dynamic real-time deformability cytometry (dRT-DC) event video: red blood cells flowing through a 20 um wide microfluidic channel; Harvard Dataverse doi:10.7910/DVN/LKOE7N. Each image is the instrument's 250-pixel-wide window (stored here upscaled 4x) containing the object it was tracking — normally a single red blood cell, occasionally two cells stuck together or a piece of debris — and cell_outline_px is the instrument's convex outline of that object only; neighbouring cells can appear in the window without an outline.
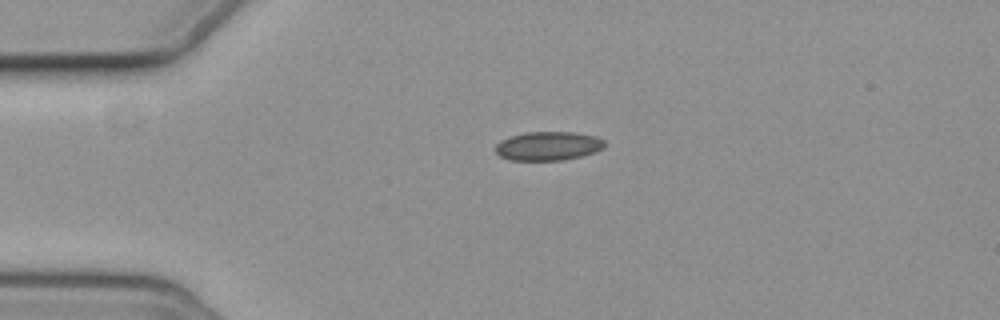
{"species": "common noctule bat (a hibernating species)", "species_latin": "Nyctalus noctula", "temperature_condition": "cold", "stored_images_in_passage": 2, "camera_frame_rate_fps": 3000, "um_per_image_px": 0.085, "animal": {"sex": "female", "body_mass_g": 19.3, "forearm_length_mm": 54.1}, "frame": {"image": 1, "passage_image": 1, "time_ms": 0.0, "image_size_px": [1000, 320], "cell_outline_px": [[604, 148], [596, 152], [564, 160], [508, 160], [500, 156], [496, 152], [496, 144], [500, 140], [524, 132], [572, 132], [596, 136], [604, 140]], "centroid_in_image_um": [46.59, 12.41], "position_along_channel_um": 38.4, "area_um2": 18.38}}